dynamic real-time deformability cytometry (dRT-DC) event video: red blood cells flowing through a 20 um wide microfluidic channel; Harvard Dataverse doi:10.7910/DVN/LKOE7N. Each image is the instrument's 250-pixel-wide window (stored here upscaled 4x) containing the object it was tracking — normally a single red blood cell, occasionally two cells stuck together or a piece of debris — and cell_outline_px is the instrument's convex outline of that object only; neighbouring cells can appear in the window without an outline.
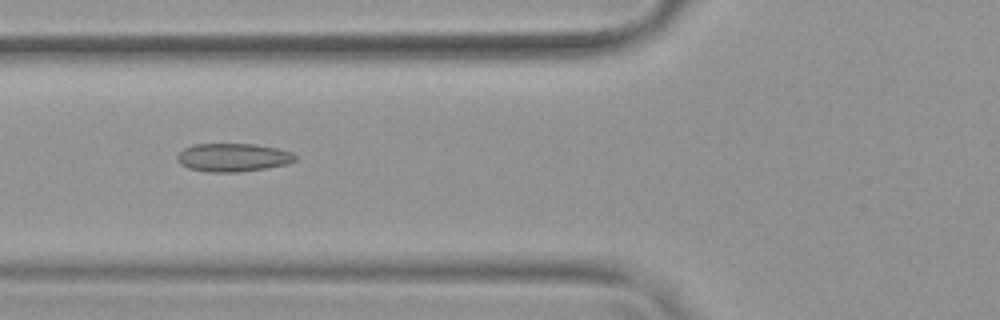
{"species": "common noctule bat (a hibernating species)", "species_latin": "Nyctalus noctula", "temperature_condition": "warm", "stored_images_in_passage": 54, "camera_frame_rate_fps": 3000, "um_per_image_px": 0.085, "animal": {"sex": "female", "body_mass_g": 19.9}, "frame": {"image": 1, "passage_image": 21, "time_ms": 6.667, "image_size_px": [1000, 320], "cell_outline_px": [[296, 160], [288, 164], [240, 172], [208, 172], [188, 168], [180, 164], [176, 160], [176, 156], [184, 148], [192, 144], [256, 144], [276, 148], [292, 152], [296, 156]], "centroid_in_image_um": [19.78, 13.38], "position_along_channel_um": 106.0, "area_um2": 19.54}}
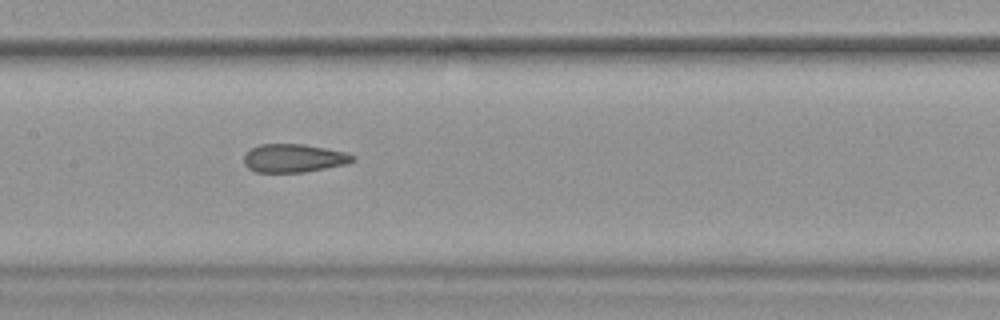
{"frame": {"image": 2, "passage_image": 27, "time_ms": 8.667, "image_size_px": [1000, 320], "cell_outline_px": [[356, 160], [348, 164], [304, 172], [256, 172], [248, 168], [244, 164], [244, 156], [252, 148], [260, 144], [304, 144], [348, 152], [356, 156]], "centroid_in_image_um": [25.03, 13.44], "position_along_channel_um": 182.4, "area_um2": 18.09}}
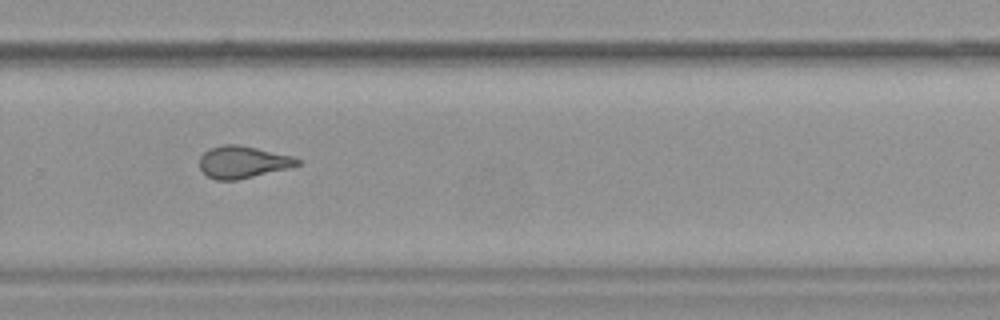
{"frame": {"image": 3, "passage_image": 37, "time_ms": 12.0, "image_size_px": [1000, 320], "cell_outline_px": [[300, 164], [288, 168], [236, 180], [216, 180], [208, 176], [200, 168], [200, 156], [208, 148], [224, 144], [236, 144], [256, 148], [292, 156], [300, 160]], "centroid_in_image_um": [20.6, 13.77], "position_along_channel_um": 309.2, "area_um2": 18.09}, "authors_computed_cell_mechanics": {"area_um2": 19.4208, "velocity_mm_per_s": 3.8204, "shape_relaxation_time_tau1_ms": null, "shape_relaxation_time_tau2_ms": 1.709, "deformation_change_tau1": null, "deformation_change_tau2": 0.0922}}